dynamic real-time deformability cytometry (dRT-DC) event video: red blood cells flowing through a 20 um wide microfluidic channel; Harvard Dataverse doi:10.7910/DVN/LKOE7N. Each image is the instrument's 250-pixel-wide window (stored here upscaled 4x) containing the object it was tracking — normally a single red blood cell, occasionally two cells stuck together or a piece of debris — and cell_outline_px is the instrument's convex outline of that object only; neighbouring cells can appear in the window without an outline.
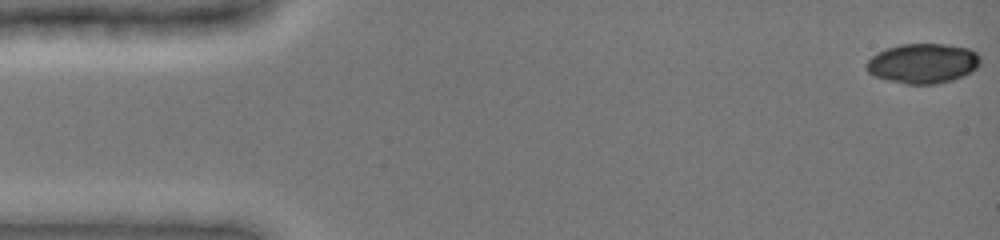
{"species": "common noctule bat (a hibernating species)", "species_latin": "Nyctalus noctula", "temperature_condition": "cold", "stored_images_in_passage": 48, "camera_frame_rate_fps": 3000, "um_per_image_px": 0.085, "animal": {"sex": "female", "body_mass_g": 19.0, "forearm_length_mm": 51.5}, "frame": {"image": 1, "passage_image": 1, "time_ms": 0.0, "image_size_px": [1000, 240], "cell_outline_px": [[980, 64], [972, 72], [964, 76], [952, 80], [936, 84], [904, 84], [872, 76], [868, 72], [864, 64], [872, 56], [888, 48], [900, 44], [944, 44], [968, 48], [976, 52], [980, 56]], "centroid_in_image_um": [78.45, 5.4], "position_along_channel_um": 6.6, "area_um2": 26.59}}
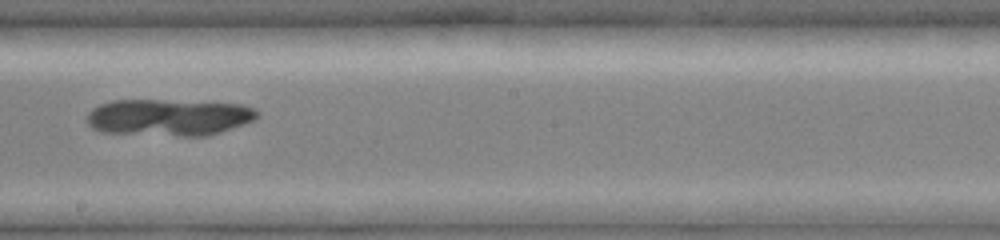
{"frame": {"image": 2, "passage_image": 28, "time_ms": 9.0, "image_size_px": [1000, 240], "cell_outline_px": [[260, 116], [244, 124], [208, 136], [180, 136], [100, 132], [92, 128], [88, 124], [88, 112], [92, 108], [100, 104], [112, 100], [160, 100], [244, 104], [256, 108], [260, 112]], "centroid_in_image_um": [14.37, 9.97], "position_along_channel_um": 233.8, "area_um2": 36.7}}
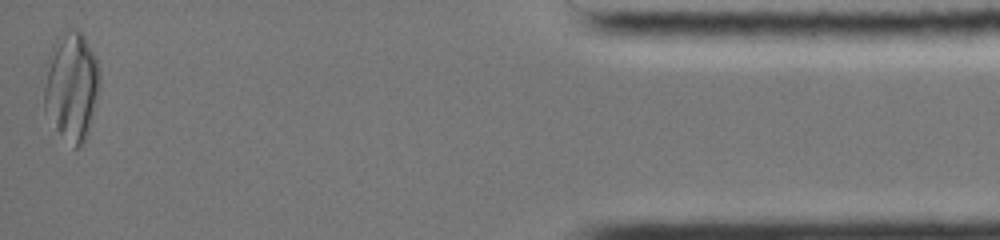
{"frame": {"image": 3, "passage_image": 48, "time_ms": 15.667, "image_size_px": [1000, 240], "cell_outline_px": [[100, 84], [88, 132], [84, 140], [76, 148], [72, 148], [56, 128], [44, 112], [44, 64], [48, 52], [56, 36], [68, 28], [80, 28], [96, 60], [100, 76]], "centroid_in_image_um": [6.03, 7.26], "position_along_channel_um": 429.2, "area_um2": 35.78}}